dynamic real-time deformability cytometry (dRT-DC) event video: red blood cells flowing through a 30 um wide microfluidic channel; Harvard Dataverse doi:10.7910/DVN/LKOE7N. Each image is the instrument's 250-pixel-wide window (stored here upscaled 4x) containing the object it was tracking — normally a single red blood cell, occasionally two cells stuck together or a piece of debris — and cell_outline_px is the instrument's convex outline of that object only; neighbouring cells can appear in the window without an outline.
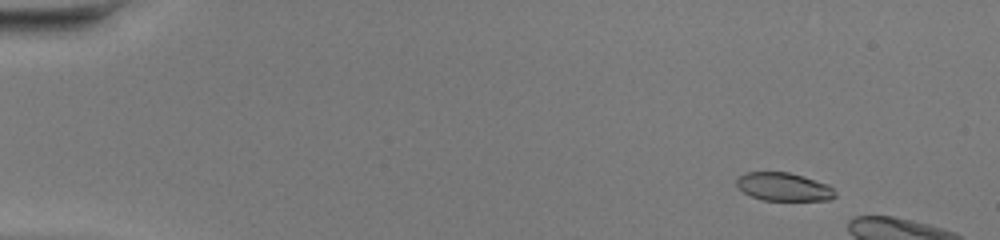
{"species": "common noctule bat (a hibernating species)", "species_latin": "Nyctalus noctula", "temperature_condition": "warm", "stored_images_in_passage": 12, "camera_frame_rate_fps": 3000, "um_per_image_px": 0.085, "animal": {"sex": "female", "body_mass_g": 20.0, "forearm_length_mm": 54.0}, "frame": {"image": 1, "passage_image": 6, "time_ms": 1.667, "image_size_px": [1000, 240], "cell_outline_px": [[836, 196], [828, 200], [764, 200], [752, 196], [744, 192], [736, 184], [736, 180], [744, 172], [788, 172], [828, 184], [836, 192]], "centroid_in_image_um": [66.62, 15.88], "position_along_channel_um": 18.4, "area_um2": 16.01}}